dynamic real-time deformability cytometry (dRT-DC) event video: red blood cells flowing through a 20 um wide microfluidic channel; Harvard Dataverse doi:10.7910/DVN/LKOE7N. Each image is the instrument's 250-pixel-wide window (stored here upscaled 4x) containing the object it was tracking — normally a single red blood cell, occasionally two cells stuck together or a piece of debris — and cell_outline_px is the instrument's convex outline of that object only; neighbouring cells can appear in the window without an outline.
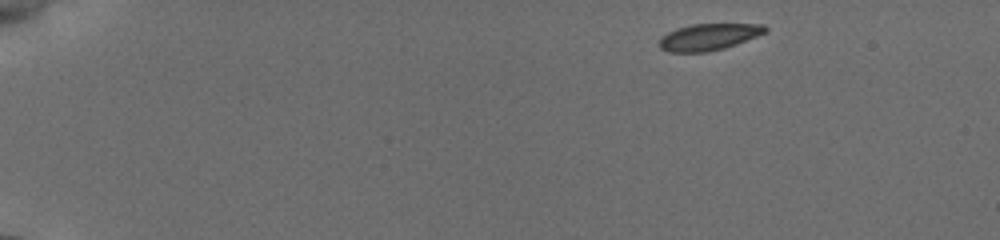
{"species": "common noctule bat (a hibernating species)", "species_latin": "Nyctalus noctula", "temperature_condition": "cold", "stored_images_in_passage": 21, "camera_frame_rate_fps": 3000, "um_per_image_px": 0.085, "animal": {"sex": "female", "body_mass_g": 19.5, "forearm_length_mm": 54.1}, "frame": {"image": 1, "passage_image": 1, "time_ms": 0.0, "image_size_px": [1000, 240], "cell_outline_px": [[768, 32], [736, 44], [724, 48], [708, 52], [668, 52], [660, 48], [656, 44], [660, 36], [676, 28], [692, 24], [764, 24], [768, 28]], "centroid_in_image_um": [60.2, 3.14], "position_along_channel_um": 24.8, "area_um2": 16.7}}
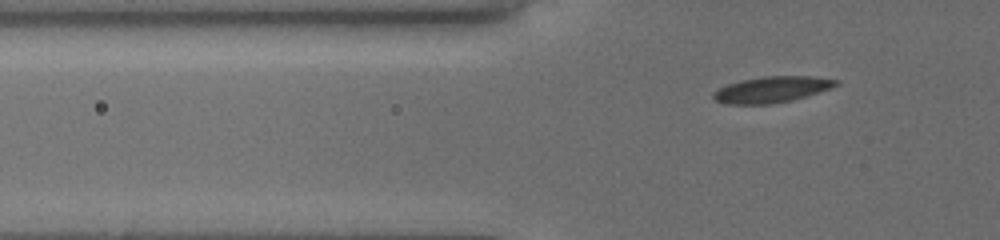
{"frame": {"image": 2, "passage_image": 12, "time_ms": 3.667, "image_size_px": [1000, 240], "cell_outline_px": [[840, 84], [792, 100], [772, 104], [724, 104], [716, 100], [712, 96], [712, 92], [728, 84], [740, 80], [764, 76], [812, 76], [840, 80]], "centroid_in_image_um": [65.57, 7.6], "position_along_channel_um": 60.2, "area_um2": 18.5}}
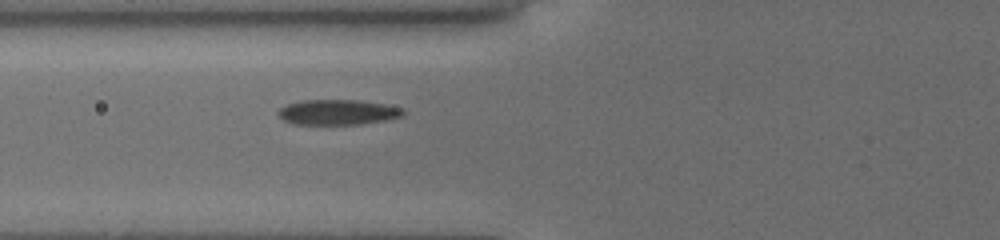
{"frame": {"image": 3, "passage_image": 20, "time_ms": 5.0, "image_size_px": [1000, 240], "cell_outline_px": [[404, 116], [384, 120], [360, 124], [292, 124], [284, 120], [276, 112], [280, 108], [288, 104], [300, 100], [360, 100], [384, 104], [404, 108]], "centroid_in_image_um": [28.71, 9.53], "position_along_channel_um": 97.1, "area_um2": 18.38}}